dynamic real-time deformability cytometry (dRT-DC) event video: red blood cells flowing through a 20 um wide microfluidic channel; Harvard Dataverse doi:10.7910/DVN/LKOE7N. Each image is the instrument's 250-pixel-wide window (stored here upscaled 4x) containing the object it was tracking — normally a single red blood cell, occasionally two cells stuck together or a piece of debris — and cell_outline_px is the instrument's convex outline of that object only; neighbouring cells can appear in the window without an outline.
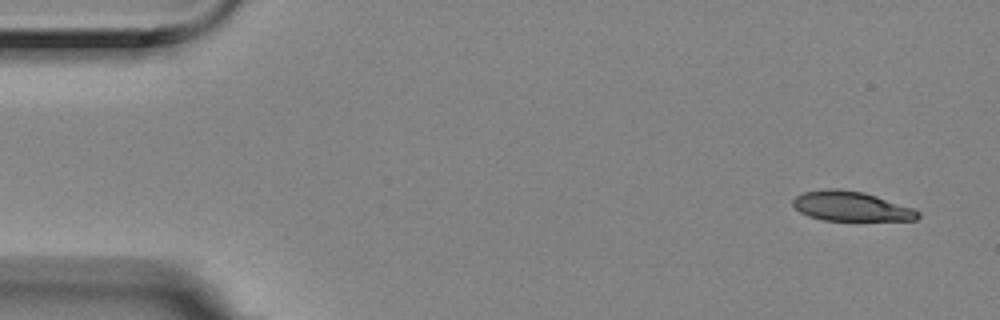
{"species": "Egyptian fruit bat (a non-hibernating species)", "species_latin": "Rousettus aegyptiacus", "temperature_condition": "room temperature", "stored_images_in_passage": 4, "segment_of_instrument_passage": [2, 2], "camera_frame_rate_fps": 3000, "um_per_image_px": 0.085, "animal": {"sex": "female"}, "frame": {"image": 1, "passage_image": 4, "time_ms": 1.0, "image_size_px": [1000, 320], "cell_outline_px": [[920, 216], [916, 220], [824, 220], [808, 216], [800, 212], [792, 204], [792, 200], [796, 196], [804, 192], [824, 188], [840, 188], [864, 192], [912, 208], [920, 212]], "centroid_in_image_um": [72.31, 17.52], "position_along_channel_um": 12.7, "area_um2": 21.56}}